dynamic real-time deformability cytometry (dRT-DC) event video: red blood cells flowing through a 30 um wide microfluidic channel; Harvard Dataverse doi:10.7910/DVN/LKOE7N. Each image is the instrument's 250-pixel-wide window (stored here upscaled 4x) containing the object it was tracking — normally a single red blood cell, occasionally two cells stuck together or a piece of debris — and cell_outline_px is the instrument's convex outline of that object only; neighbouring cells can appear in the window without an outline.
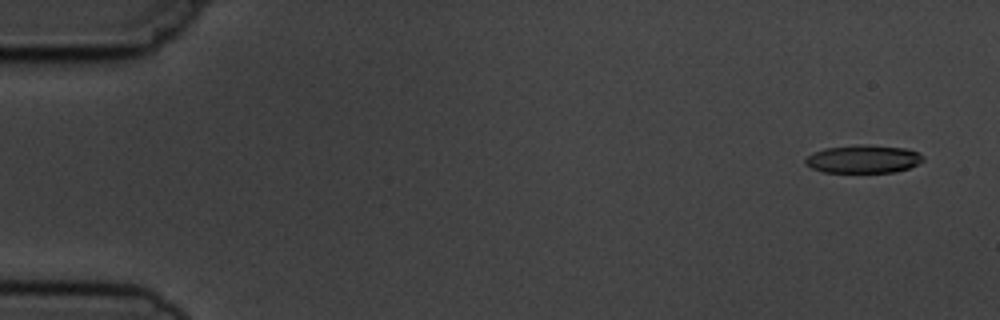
{"species": "common noctule bat (a hibernating species)", "species_latin": "Nyctalus noctula", "temperature_condition": "cold", "stored_images_in_passage": 5, "camera_frame_rate_fps": 3000, "um_per_image_px": 0.085, "animal": {"sex": "male", "body_mass_g": 19.5, "forearm_length_mm": 54.6}, "frame": {"image": 1, "passage_image": 1, "time_ms": 0.0, "image_size_px": [1000, 320], "cell_outline_px": [[924, 160], [908, 168], [896, 172], [824, 172], [812, 168], [804, 164], [804, 160], [808, 156], [824, 148], [856, 144], [868, 144], [904, 148], [916, 152], [924, 156]], "centroid_in_image_um": [73.36, 13.51], "position_along_channel_um": 11.6, "area_um2": 19.25}}
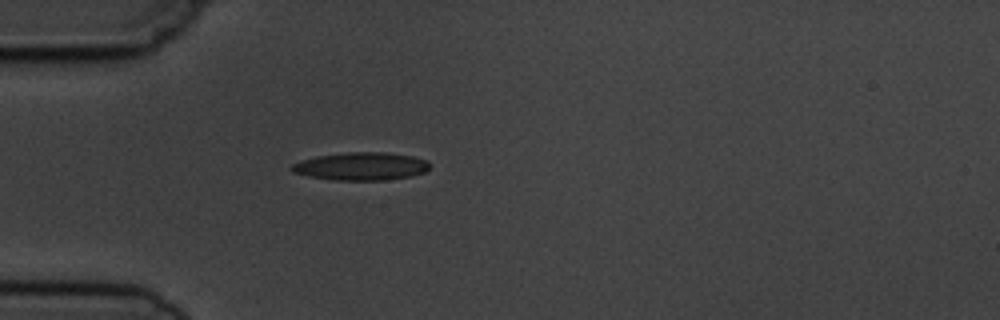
{"frame": {"image": 2, "passage_image": 5, "time_ms": 4.333, "image_size_px": [1000, 320], "cell_outline_px": [[428, 168], [424, 172], [412, 176], [384, 180], [332, 180], [308, 176], [292, 172], [288, 168], [292, 164], [300, 160], [316, 156], [348, 152], [384, 152], [412, 156], [428, 160]], "centroid_in_image_um": [30.65, 14.13], "position_along_channel_um": 54.4, "area_um2": 22.54}}